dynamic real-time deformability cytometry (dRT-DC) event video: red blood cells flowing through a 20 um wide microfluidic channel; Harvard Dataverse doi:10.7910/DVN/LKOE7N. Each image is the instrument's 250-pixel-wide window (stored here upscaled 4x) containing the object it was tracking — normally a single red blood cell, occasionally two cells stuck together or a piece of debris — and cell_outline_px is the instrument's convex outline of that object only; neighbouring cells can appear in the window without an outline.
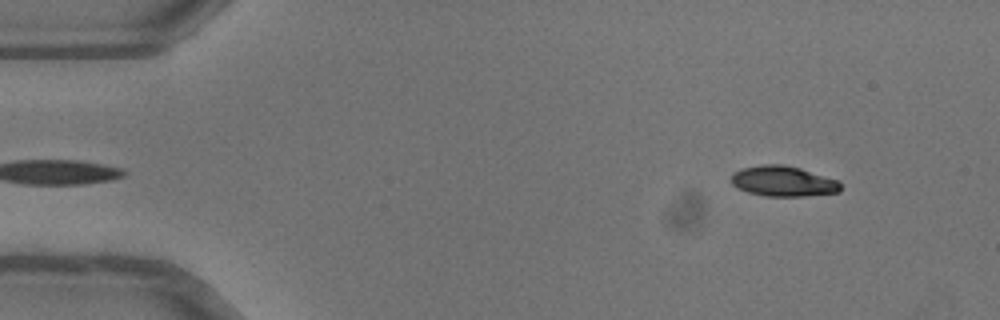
{"species": "common noctule bat (a hibernating species)", "species_latin": "Nyctalus noctula", "temperature_condition": "warm", "stored_images_in_passage": 13, "camera_frame_rate_fps": 3000, "um_per_image_px": 0.085, "animal": {"sex": "female"}, "frame": {"image": 1, "passage_image": 2, "time_ms": 0.333, "image_size_px": [1000, 320], "cell_outline_px": [[840, 192], [804, 196], [764, 196], [748, 192], [732, 184], [732, 172], [740, 168], [764, 164], [784, 164], [800, 168], [836, 180], [840, 184]], "centroid_in_image_um": [66.54, 15.4], "position_along_channel_um": 18.5, "area_um2": 19.25}}
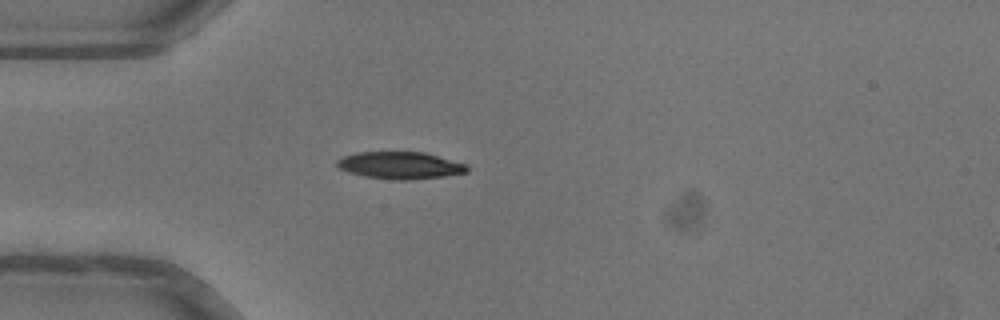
{"frame": {"image": 2, "passage_image": 11, "time_ms": 3.333, "image_size_px": [1000, 320], "cell_outline_px": [[468, 172], [444, 176], [408, 180], [400, 180], [364, 176], [340, 168], [336, 164], [336, 160], [340, 156], [356, 152], [424, 152], [468, 164]], "centroid_in_image_um": [34.02, 14.04], "position_along_channel_um": 51.0, "area_um2": 20.52}}